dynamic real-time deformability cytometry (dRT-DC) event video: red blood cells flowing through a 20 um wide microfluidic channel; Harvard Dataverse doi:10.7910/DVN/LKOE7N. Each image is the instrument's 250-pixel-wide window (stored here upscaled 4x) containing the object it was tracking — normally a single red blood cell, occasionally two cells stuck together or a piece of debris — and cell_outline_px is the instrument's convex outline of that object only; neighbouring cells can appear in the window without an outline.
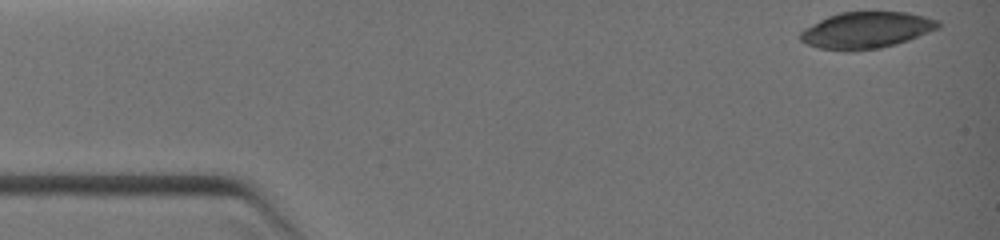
{"species": "common noctule bat (a hibernating species)", "species_latin": "Nyctalus noctula", "temperature_condition": "warm", "stored_images_in_passage": 33, "camera_frame_rate_fps": 3000, "um_per_image_px": 0.085, "animal": {"sex": "female", "body_mass_g": 19.0, "forearm_length_mm": 51.5}, "frame": {"image": 1, "passage_image": 1, "time_ms": 0.0, "image_size_px": [1000, 240], "cell_outline_px": [[940, 28], [908, 40], [880, 48], [848, 52], [820, 48], [808, 44], [800, 40], [800, 32], [804, 28], [828, 16], [840, 12], [908, 12], [940, 20]], "centroid_in_image_um": [73.65, 2.57], "position_along_channel_um": 11.4, "area_um2": 29.36}}
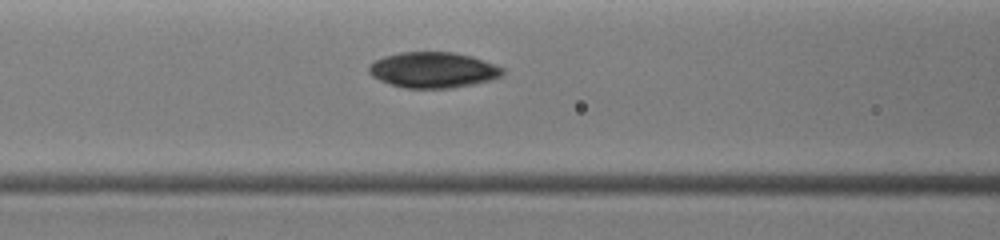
{"frame": {"image": 2, "passage_image": 16, "time_ms": 4.333, "image_size_px": [1000, 240], "cell_outline_px": [[504, 76], [492, 80], [472, 84], [448, 88], [404, 88], [380, 80], [372, 76], [368, 72], [368, 64], [384, 56], [400, 52], [452, 52], [472, 56], [496, 64], [504, 68]], "centroid_in_image_um": [36.84, 5.94], "position_along_channel_um": 129.8, "area_um2": 27.98}}
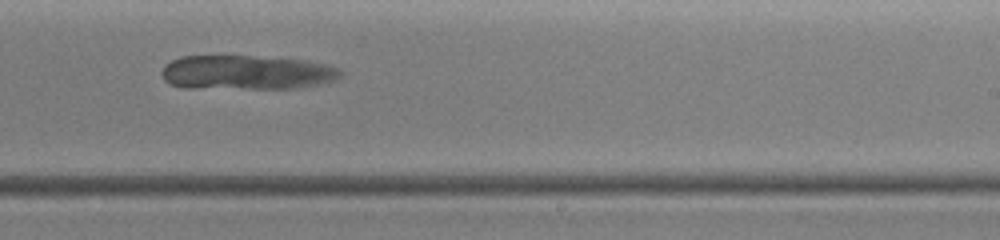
{"frame": {"image": 3, "passage_image": 24, "time_ms": 7.0, "image_size_px": [1000, 240], "cell_outline_px": [[344, 72], [336, 80], [320, 84], [300, 88], [184, 88], [168, 84], [164, 80], [160, 72], [164, 64], [180, 56], [252, 56], [308, 60], [328, 64], [340, 68]], "centroid_in_image_um": [20.96, 6.16], "position_along_channel_um": 268.0, "area_um2": 36.36}}